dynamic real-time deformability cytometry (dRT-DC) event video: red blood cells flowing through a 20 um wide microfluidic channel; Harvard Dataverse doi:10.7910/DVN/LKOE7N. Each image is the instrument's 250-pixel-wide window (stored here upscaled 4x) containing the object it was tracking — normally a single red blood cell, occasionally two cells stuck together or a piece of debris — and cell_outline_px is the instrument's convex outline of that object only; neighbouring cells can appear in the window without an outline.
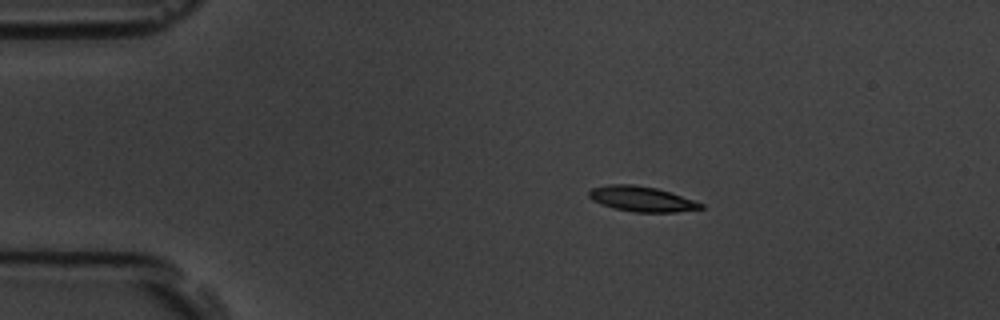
{"species": "common noctule bat (a hibernating species)", "species_latin": "Nyctalus noctula", "temperature_condition": "room temperature", "stored_images_in_passage": 3, "camera_frame_rate_fps": 3000, "um_per_image_px": 0.085, "animal": {"sex": "male", "body_mass_g": 19.5, "forearm_length_mm": 54.6}, "frame": {"image": 1, "passage_image": 2, "time_ms": 1.333, "image_size_px": [1000, 320], "cell_outline_px": [[704, 208], [676, 212], [632, 212], [600, 204], [592, 200], [588, 196], [588, 192], [592, 188], [608, 184], [632, 184], [656, 188], [704, 204]], "centroid_in_image_um": [54.5, 16.91], "position_along_channel_um": 30.5, "area_um2": 16.24}}